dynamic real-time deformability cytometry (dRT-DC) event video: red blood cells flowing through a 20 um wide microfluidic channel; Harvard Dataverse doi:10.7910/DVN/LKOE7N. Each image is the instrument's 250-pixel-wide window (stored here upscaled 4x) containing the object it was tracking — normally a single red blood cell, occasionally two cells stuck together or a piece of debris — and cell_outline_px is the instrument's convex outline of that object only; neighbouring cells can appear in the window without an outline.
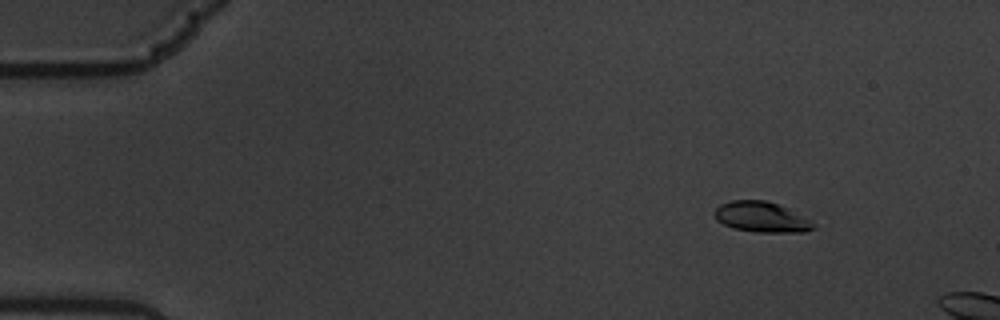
{"species": "common noctule bat (a hibernating species)", "species_latin": "Nyctalus noctula", "temperature_condition": "warm", "stored_images_in_passage": 14, "camera_frame_rate_fps": 3000, "um_per_image_px": 0.085, "animal": {"sex": "male", "body_mass_g": 19.5, "forearm_length_mm": 54.6}, "frame": {"image": 1, "passage_image": 7, "time_ms": 2.0, "image_size_px": [1000, 320], "cell_outline_px": [[816, 228], [804, 232], [756, 232], [732, 228], [716, 220], [712, 212], [720, 204], [732, 200], [764, 200], [788, 208], [812, 220], [816, 224]], "centroid_in_image_um": [64.73, 18.45], "position_along_channel_um": 20.3, "area_um2": 17.74}}